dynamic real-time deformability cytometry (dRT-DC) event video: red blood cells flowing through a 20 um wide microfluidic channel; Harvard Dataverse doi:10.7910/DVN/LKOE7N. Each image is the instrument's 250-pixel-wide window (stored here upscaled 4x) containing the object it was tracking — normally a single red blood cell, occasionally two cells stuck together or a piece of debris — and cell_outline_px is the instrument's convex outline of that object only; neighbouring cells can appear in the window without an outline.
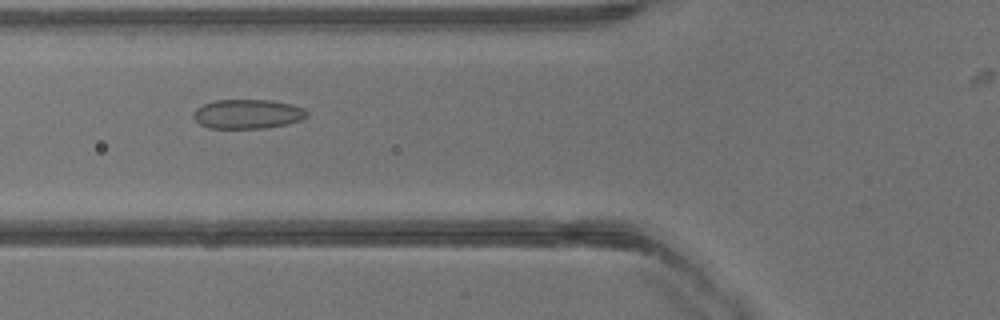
{"species": "common noctule bat (a hibernating species)", "species_latin": "Nyctalus noctula", "temperature_condition": "warm", "stored_images_in_passage": 23, "camera_frame_rate_fps": 3000, "um_per_image_px": 0.085, "animal": {"sex": "male", "body_mass_g": 13.3}, "frame": {"image": 1, "passage_image": 3, "time_ms": 0.667, "image_size_px": [1000, 320], "cell_outline_px": [[308, 116], [300, 120], [288, 124], [264, 128], [208, 128], [200, 124], [192, 116], [196, 108], [204, 104], [216, 100], [272, 100], [292, 104], [304, 108], [308, 112]], "centroid_in_image_um": [21.07, 9.69], "position_along_channel_um": 104.7, "area_um2": 19.48}}
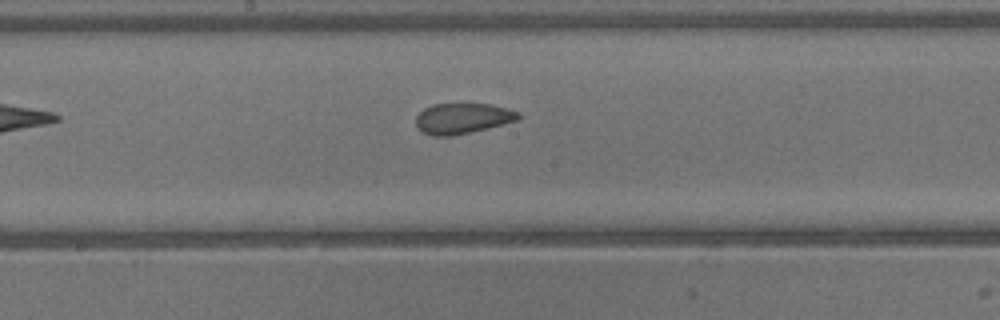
{"frame": {"image": 2, "passage_image": 9, "time_ms": 2.667, "image_size_px": [1000, 320], "cell_outline_px": [[520, 116], [516, 120], [488, 128], [452, 136], [432, 136], [420, 132], [416, 128], [416, 116], [424, 108], [432, 104], [492, 104], [508, 108], [520, 112]], "centroid_in_image_um": [39.27, 10.07], "position_along_channel_um": 208.9, "area_um2": 18.38}}
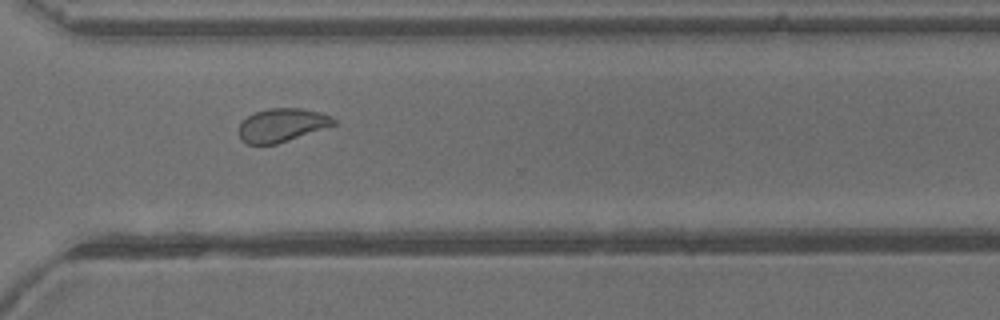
{"frame": {"image": 3, "passage_image": 17, "time_ms": 5.333, "image_size_px": [1000, 320], "cell_outline_px": [[336, 124], [276, 144], [248, 144], [240, 140], [240, 124], [252, 112], [268, 108], [300, 108], [320, 112], [332, 116], [336, 120]], "centroid_in_image_um": [23.96, 10.62], "position_along_channel_um": 346.6, "area_um2": 18.32}}